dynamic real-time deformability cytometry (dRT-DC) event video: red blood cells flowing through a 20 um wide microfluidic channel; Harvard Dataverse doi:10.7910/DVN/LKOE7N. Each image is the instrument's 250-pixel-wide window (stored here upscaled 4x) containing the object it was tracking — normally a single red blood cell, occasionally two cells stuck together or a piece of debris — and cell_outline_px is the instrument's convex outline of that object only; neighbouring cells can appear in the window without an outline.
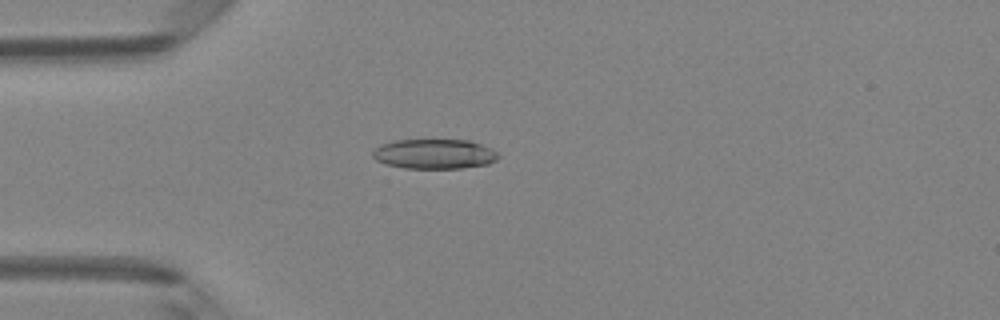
{"species": "Egyptian fruit bat (a non-hibernating species)", "species_latin": "Rousettus aegyptiacus", "temperature_condition": "room temperature", "stored_images_in_passage": 34, "camera_frame_rate_fps": 3000, "um_per_image_px": 0.085, "animal": {"sex": "female"}, "frame": {"image": 1, "passage_image": 13, "time_ms": 4.0, "image_size_px": [1000, 320], "cell_outline_px": [[500, 156], [496, 160], [488, 164], [460, 168], [404, 168], [388, 164], [376, 160], [372, 156], [372, 152], [380, 144], [396, 140], [468, 140], [492, 148]], "centroid_in_image_um": [36.93, 13.08], "position_along_channel_um": 48.1, "area_um2": 21.73}}
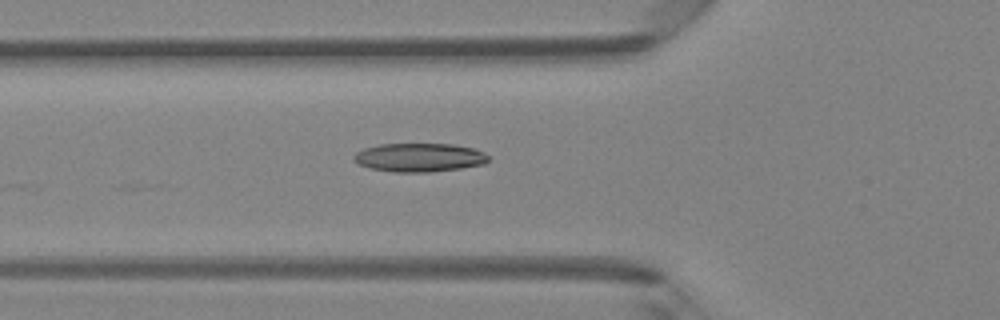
{"frame": {"image": 2, "passage_image": 17, "time_ms": 5.333, "image_size_px": [1000, 320], "cell_outline_px": [[488, 160], [484, 164], [460, 168], [432, 172], [392, 172], [368, 168], [356, 164], [352, 160], [352, 156], [356, 152], [364, 148], [380, 144], [452, 144], [472, 148], [484, 152], [488, 156]], "centroid_in_image_um": [35.58, 13.39], "position_along_channel_um": 90.2, "area_um2": 22.66}}
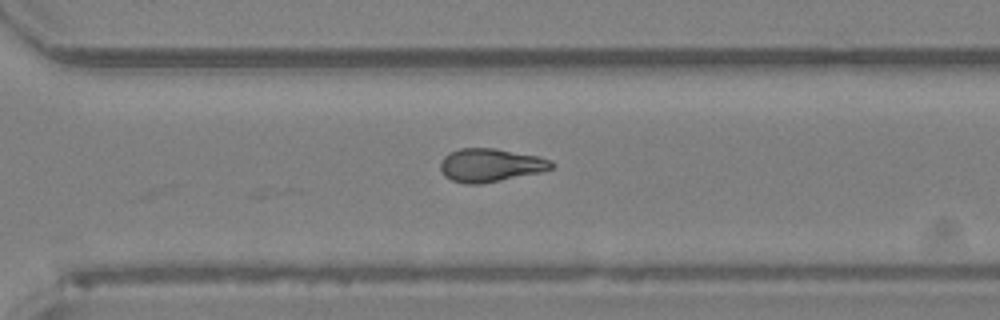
{"frame": {"image": 3, "passage_image": 34, "time_ms": 11.0, "image_size_px": [1000, 320], "cell_outline_px": [[556, 164], [552, 168], [544, 172], [480, 184], [464, 184], [452, 180], [444, 176], [440, 168], [440, 160], [448, 152], [460, 148], [492, 148], [536, 156], [552, 160]], "centroid_in_image_um": [41.68, 14.05], "position_along_channel_um": 328.9, "area_um2": 21.73}}